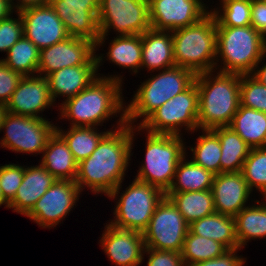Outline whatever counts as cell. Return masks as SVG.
<instances>
[{"label":"cell","mask_w":266,"mask_h":266,"mask_svg":"<svg viewBox=\"0 0 266 266\" xmlns=\"http://www.w3.org/2000/svg\"><path fill=\"white\" fill-rule=\"evenodd\" d=\"M175 65L195 75L215 71L217 56L216 19L209 12L195 24L171 31Z\"/></svg>","instance_id":"obj_6"},{"label":"cell","mask_w":266,"mask_h":266,"mask_svg":"<svg viewBox=\"0 0 266 266\" xmlns=\"http://www.w3.org/2000/svg\"><path fill=\"white\" fill-rule=\"evenodd\" d=\"M195 145L187 146L192 152L190 160L198 166L211 171L214 175L221 173V146L218 135L212 129H202ZM195 146V147H193Z\"/></svg>","instance_id":"obj_33"},{"label":"cell","mask_w":266,"mask_h":266,"mask_svg":"<svg viewBox=\"0 0 266 266\" xmlns=\"http://www.w3.org/2000/svg\"><path fill=\"white\" fill-rule=\"evenodd\" d=\"M240 105L266 113V85L251 74L240 75Z\"/></svg>","instance_id":"obj_38"},{"label":"cell","mask_w":266,"mask_h":266,"mask_svg":"<svg viewBox=\"0 0 266 266\" xmlns=\"http://www.w3.org/2000/svg\"><path fill=\"white\" fill-rule=\"evenodd\" d=\"M226 0H220L219 2V4H222V3H224Z\"/></svg>","instance_id":"obj_52"},{"label":"cell","mask_w":266,"mask_h":266,"mask_svg":"<svg viewBox=\"0 0 266 266\" xmlns=\"http://www.w3.org/2000/svg\"><path fill=\"white\" fill-rule=\"evenodd\" d=\"M148 256L147 266H186L181 252L145 248L143 256Z\"/></svg>","instance_id":"obj_42"},{"label":"cell","mask_w":266,"mask_h":266,"mask_svg":"<svg viewBox=\"0 0 266 266\" xmlns=\"http://www.w3.org/2000/svg\"><path fill=\"white\" fill-rule=\"evenodd\" d=\"M55 103L47 78L37 74L22 77L6 108L8 113L14 115L46 119L41 114L45 109L58 107L54 106Z\"/></svg>","instance_id":"obj_17"},{"label":"cell","mask_w":266,"mask_h":266,"mask_svg":"<svg viewBox=\"0 0 266 266\" xmlns=\"http://www.w3.org/2000/svg\"><path fill=\"white\" fill-rule=\"evenodd\" d=\"M4 135L0 147L15 153L42 154L56 125L48 119L32 118L8 113L2 123Z\"/></svg>","instance_id":"obj_11"},{"label":"cell","mask_w":266,"mask_h":266,"mask_svg":"<svg viewBox=\"0 0 266 266\" xmlns=\"http://www.w3.org/2000/svg\"><path fill=\"white\" fill-rule=\"evenodd\" d=\"M194 81L198 89L199 131L229 126L240 106V75L209 71L197 74Z\"/></svg>","instance_id":"obj_3"},{"label":"cell","mask_w":266,"mask_h":266,"mask_svg":"<svg viewBox=\"0 0 266 266\" xmlns=\"http://www.w3.org/2000/svg\"><path fill=\"white\" fill-rule=\"evenodd\" d=\"M240 250H242V248L229 249L221 256L198 262L193 266H243L247 259L237 254Z\"/></svg>","instance_id":"obj_43"},{"label":"cell","mask_w":266,"mask_h":266,"mask_svg":"<svg viewBox=\"0 0 266 266\" xmlns=\"http://www.w3.org/2000/svg\"><path fill=\"white\" fill-rule=\"evenodd\" d=\"M96 53L93 42L70 36L40 50L37 74L46 77L64 67L85 65Z\"/></svg>","instance_id":"obj_19"},{"label":"cell","mask_w":266,"mask_h":266,"mask_svg":"<svg viewBox=\"0 0 266 266\" xmlns=\"http://www.w3.org/2000/svg\"><path fill=\"white\" fill-rule=\"evenodd\" d=\"M41 156L40 164L56 179L75 181L78 163L67 143L56 131L48 139Z\"/></svg>","instance_id":"obj_25"},{"label":"cell","mask_w":266,"mask_h":266,"mask_svg":"<svg viewBox=\"0 0 266 266\" xmlns=\"http://www.w3.org/2000/svg\"><path fill=\"white\" fill-rule=\"evenodd\" d=\"M49 4L63 22L69 36L96 44L100 37L97 20L99 0H50Z\"/></svg>","instance_id":"obj_15"},{"label":"cell","mask_w":266,"mask_h":266,"mask_svg":"<svg viewBox=\"0 0 266 266\" xmlns=\"http://www.w3.org/2000/svg\"><path fill=\"white\" fill-rule=\"evenodd\" d=\"M120 183L107 197L116 200L114 218L108 223L122 229L143 233L161 200L166 193L160 188L139 180L132 181L125 190ZM120 191H122L120 193ZM121 194V195H119Z\"/></svg>","instance_id":"obj_8"},{"label":"cell","mask_w":266,"mask_h":266,"mask_svg":"<svg viewBox=\"0 0 266 266\" xmlns=\"http://www.w3.org/2000/svg\"><path fill=\"white\" fill-rule=\"evenodd\" d=\"M262 197L263 198H261V199L266 203V193Z\"/></svg>","instance_id":"obj_51"},{"label":"cell","mask_w":266,"mask_h":266,"mask_svg":"<svg viewBox=\"0 0 266 266\" xmlns=\"http://www.w3.org/2000/svg\"><path fill=\"white\" fill-rule=\"evenodd\" d=\"M14 12V8L8 2L0 0V20L7 18Z\"/></svg>","instance_id":"obj_47"},{"label":"cell","mask_w":266,"mask_h":266,"mask_svg":"<svg viewBox=\"0 0 266 266\" xmlns=\"http://www.w3.org/2000/svg\"><path fill=\"white\" fill-rule=\"evenodd\" d=\"M136 132L137 125L126 123L109 131L100 140L95 151L78 163L75 181L81 192L87 187L93 195L104 194L107 197L124 181L133 156Z\"/></svg>","instance_id":"obj_1"},{"label":"cell","mask_w":266,"mask_h":266,"mask_svg":"<svg viewBox=\"0 0 266 266\" xmlns=\"http://www.w3.org/2000/svg\"><path fill=\"white\" fill-rule=\"evenodd\" d=\"M113 38L109 43L107 53H105L107 55L95 54L97 72L105 59L121 68L129 69L130 73L131 71L133 74L139 73L142 64V35H120Z\"/></svg>","instance_id":"obj_24"},{"label":"cell","mask_w":266,"mask_h":266,"mask_svg":"<svg viewBox=\"0 0 266 266\" xmlns=\"http://www.w3.org/2000/svg\"><path fill=\"white\" fill-rule=\"evenodd\" d=\"M210 12L216 19V26L246 27L251 25V0H226L220 4V7L210 8Z\"/></svg>","instance_id":"obj_36"},{"label":"cell","mask_w":266,"mask_h":266,"mask_svg":"<svg viewBox=\"0 0 266 266\" xmlns=\"http://www.w3.org/2000/svg\"><path fill=\"white\" fill-rule=\"evenodd\" d=\"M198 89L194 81L185 91L166 101L155 110L140 126L137 134L149 132L183 136L182 128L194 134L199 130Z\"/></svg>","instance_id":"obj_9"},{"label":"cell","mask_w":266,"mask_h":266,"mask_svg":"<svg viewBox=\"0 0 266 266\" xmlns=\"http://www.w3.org/2000/svg\"><path fill=\"white\" fill-rule=\"evenodd\" d=\"M100 247L115 266H139L144 260V237L141 232L105 223Z\"/></svg>","instance_id":"obj_18"},{"label":"cell","mask_w":266,"mask_h":266,"mask_svg":"<svg viewBox=\"0 0 266 266\" xmlns=\"http://www.w3.org/2000/svg\"><path fill=\"white\" fill-rule=\"evenodd\" d=\"M219 137L221 146V173L241 172L250 147L230 127L212 129Z\"/></svg>","instance_id":"obj_30"},{"label":"cell","mask_w":266,"mask_h":266,"mask_svg":"<svg viewBox=\"0 0 266 266\" xmlns=\"http://www.w3.org/2000/svg\"><path fill=\"white\" fill-rule=\"evenodd\" d=\"M19 12L23 20L24 36L39 50L70 37L50 4L26 7Z\"/></svg>","instance_id":"obj_16"},{"label":"cell","mask_w":266,"mask_h":266,"mask_svg":"<svg viewBox=\"0 0 266 266\" xmlns=\"http://www.w3.org/2000/svg\"><path fill=\"white\" fill-rule=\"evenodd\" d=\"M5 2H8L13 7V0H3Z\"/></svg>","instance_id":"obj_50"},{"label":"cell","mask_w":266,"mask_h":266,"mask_svg":"<svg viewBox=\"0 0 266 266\" xmlns=\"http://www.w3.org/2000/svg\"><path fill=\"white\" fill-rule=\"evenodd\" d=\"M24 177V166L9 163L0 166V188L9 204L15 197Z\"/></svg>","instance_id":"obj_39"},{"label":"cell","mask_w":266,"mask_h":266,"mask_svg":"<svg viewBox=\"0 0 266 266\" xmlns=\"http://www.w3.org/2000/svg\"><path fill=\"white\" fill-rule=\"evenodd\" d=\"M189 230L195 235L222 243L228 249L239 248L234 217L215 212L192 222Z\"/></svg>","instance_id":"obj_28"},{"label":"cell","mask_w":266,"mask_h":266,"mask_svg":"<svg viewBox=\"0 0 266 266\" xmlns=\"http://www.w3.org/2000/svg\"><path fill=\"white\" fill-rule=\"evenodd\" d=\"M265 58H266V53L263 55L262 59L257 63L254 71L251 74L261 84H264V85H266V62L264 61L266 60Z\"/></svg>","instance_id":"obj_45"},{"label":"cell","mask_w":266,"mask_h":266,"mask_svg":"<svg viewBox=\"0 0 266 266\" xmlns=\"http://www.w3.org/2000/svg\"><path fill=\"white\" fill-rule=\"evenodd\" d=\"M80 194L82 193L76 181L57 179L26 217L41 228H54L74 209Z\"/></svg>","instance_id":"obj_13"},{"label":"cell","mask_w":266,"mask_h":266,"mask_svg":"<svg viewBox=\"0 0 266 266\" xmlns=\"http://www.w3.org/2000/svg\"><path fill=\"white\" fill-rule=\"evenodd\" d=\"M7 114V108L6 105L0 104V132L2 129V123L4 121L5 115Z\"/></svg>","instance_id":"obj_48"},{"label":"cell","mask_w":266,"mask_h":266,"mask_svg":"<svg viewBox=\"0 0 266 266\" xmlns=\"http://www.w3.org/2000/svg\"><path fill=\"white\" fill-rule=\"evenodd\" d=\"M100 37L95 44L99 51L109 32L120 35H142L151 29L148 0H99L97 14ZM109 33V34H108Z\"/></svg>","instance_id":"obj_10"},{"label":"cell","mask_w":266,"mask_h":266,"mask_svg":"<svg viewBox=\"0 0 266 266\" xmlns=\"http://www.w3.org/2000/svg\"><path fill=\"white\" fill-rule=\"evenodd\" d=\"M173 204L190 225L192 222L215 213L212 190L166 192Z\"/></svg>","instance_id":"obj_31"},{"label":"cell","mask_w":266,"mask_h":266,"mask_svg":"<svg viewBox=\"0 0 266 266\" xmlns=\"http://www.w3.org/2000/svg\"><path fill=\"white\" fill-rule=\"evenodd\" d=\"M151 74L134 92L125 105V122L140 126L155 110L177 94L185 91L195 80V74L186 68L174 66ZM140 118V120H138ZM142 118V119H141ZM140 121L137 123V121ZM136 122V123H135Z\"/></svg>","instance_id":"obj_4"},{"label":"cell","mask_w":266,"mask_h":266,"mask_svg":"<svg viewBox=\"0 0 266 266\" xmlns=\"http://www.w3.org/2000/svg\"><path fill=\"white\" fill-rule=\"evenodd\" d=\"M188 231L189 224L173 202L165 196L142 233L145 248L181 252Z\"/></svg>","instance_id":"obj_12"},{"label":"cell","mask_w":266,"mask_h":266,"mask_svg":"<svg viewBox=\"0 0 266 266\" xmlns=\"http://www.w3.org/2000/svg\"><path fill=\"white\" fill-rule=\"evenodd\" d=\"M1 59L9 68L22 76L37 75L40 50L24 35Z\"/></svg>","instance_id":"obj_34"},{"label":"cell","mask_w":266,"mask_h":266,"mask_svg":"<svg viewBox=\"0 0 266 266\" xmlns=\"http://www.w3.org/2000/svg\"><path fill=\"white\" fill-rule=\"evenodd\" d=\"M98 76L83 91L58 103L59 119H67L71 126L98 128L114 116L125 117L123 76L109 73L106 76L99 73Z\"/></svg>","instance_id":"obj_2"},{"label":"cell","mask_w":266,"mask_h":266,"mask_svg":"<svg viewBox=\"0 0 266 266\" xmlns=\"http://www.w3.org/2000/svg\"><path fill=\"white\" fill-rule=\"evenodd\" d=\"M216 33L215 71L218 69L217 71L222 73L252 74L257 63L266 53V38L251 25L246 27L216 26Z\"/></svg>","instance_id":"obj_5"},{"label":"cell","mask_w":266,"mask_h":266,"mask_svg":"<svg viewBox=\"0 0 266 266\" xmlns=\"http://www.w3.org/2000/svg\"><path fill=\"white\" fill-rule=\"evenodd\" d=\"M251 26L266 38V0H251Z\"/></svg>","instance_id":"obj_44"},{"label":"cell","mask_w":266,"mask_h":266,"mask_svg":"<svg viewBox=\"0 0 266 266\" xmlns=\"http://www.w3.org/2000/svg\"><path fill=\"white\" fill-rule=\"evenodd\" d=\"M228 127L251 149L266 147V113L240 105Z\"/></svg>","instance_id":"obj_27"},{"label":"cell","mask_w":266,"mask_h":266,"mask_svg":"<svg viewBox=\"0 0 266 266\" xmlns=\"http://www.w3.org/2000/svg\"><path fill=\"white\" fill-rule=\"evenodd\" d=\"M97 60L94 55L85 65L64 67L46 76L54 102L57 98L74 97L88 87L98 76Z\"/></svg>","instance_id":"obj_21"},{"label":"cell","mask_w":266,"mask_h":266,"mask_svg":"<svg viewBox=\"0 0 266 266\" xmlns=\"http://www.w3.org/2000/svg\"><path fill=\"white\" fill-rule=\"evenodd\" d=\"M57 179L41 164L24 165V177L8 209L26 216Z\"/></svg>","instance_id":"obj_22"},{"label":"cell","mask_w":266,"mask_h":266,"mask_svg":"<svg viewBox=\"0 0 266 266\" xmlns=\"http://www.w3.org/2000/svg\"><path fill=\"white\" fill-rule=\"evenodd\" d=\"M188 152L176 168L173 183L167 192L206 191L212 189L214 174L187 158Z\"/></svg>","instance_id":"obj_32"},{"label":"cell","mask_w":266,"mask_h":266,"mask_svg":"<svg viewBox=\"0 0 266 266\" xmlns=\"http://www.w3.org/2000/svg\"><path fill=\"white\" fill-rule=\"evenodd\" d=\"M229 250L222 243L193 234L190 230L185 237L181 256L186 266L214 259Z\"/></svg>","instance_id":"obj_35"},{"label":"cell","mask_w":266,"mask_h":266,"mask_svg":"<svg viewBox=\"0 0 266 266\" xmlns=\"http://www.w3.org/2000/svg\"><path fill=\"white\" fill-rule=\"evenodd\" d=\"M49 2L50 0H13V8L15 11H19L30 6L47 5Z\"/></svg>","instance_id":"obj_46"},{"label":"cell","mask_w":266,"mask_h":266,"mask_svg":"<svg viewBox=\"0 0 266 266\" xmlns=\"http://www.w3.org/2000/svg\"><path fill=\"white\" fill-rule=\"evenodd\" d=\"M211 190L215 212L230 217H235L244 207L248 206L247 203L253 193L241 172L215 175Z\"/></svg>","instance_id":"obj_20"},{"label":"cell","mask_w":266,"mask_h":266,"mask_svg":"<svg viewBox=\"0 0 266 266\" xmlns=\"http://www.w3.org/2000/svg\"><path fill=\"white\" fill-rule=\"evenodd\" d=\"M241 173L252 192L266 193V147L250 149Z\"/></svg>","instance_id":"obj_37"},{"label":"cell","mask_w":266,"mask_h":266,"mask_svg":"<svg viewBox=\"0 0 266 266\" xmlns=\"http://www.w3.org/2000/svg\"><path fill=\"white\" fill-rule=\"evenodd\" d=\"M22 77L0 59V104L6 105L9 102Z\"/></svg>","instance_id":"obj_41"},{"label":"cell","mask_w":266,"mask_h":266,"mask_svg":"<svg viewBox=\"0 0 266 266\" xmlns=\"http://www.w3.org/2000/svg\"><path fill=\"white\" fill-rule=\"evenodd\" d=\"M16 17L8 16L0 20V52L7 53L10 48L24 35L23 20L19 11H15Z\"/></svg>","instance_id":"obj_40"},{"label":"cell","mask_w":266,"mask_h":266,"mask_svg":"<svg viewBox=\"0 0 266 266\" xmlns=\"http://www.w3.org/2000/svg\"><path fill=\"white\" fill-rule=\"evenodd\" d=\"M115 124L111 126L109 130L100 132L97 127H85V126H68L67 130L56 126V132L64 139L67 143L70 151L72 152L77 163L88 158L97 148L100 140L109 132L122 127L125 122V117H119ZM98 129V131H97Z\"/></svg>","instance_id":"obj_26"},{"label":"cell","mask_w":266,"mask_h":266,"mask_svg":"<svg viewBox=\"0 0 266 266\" xmlns=\"http://www.w3.org/2000/svg\"><path fill=\"white\" fill-rule=\"evenodd\" d=\"M146 134L145 161L138 167L135 179L166 193L173 183L177 165L186 155L185 139L178 135Z\"/></svg>","instance_id":"obj_7"},{"label":"cell","mask_w":266,"mask_h":266,"mask_svg":"<svg viewBox=\"0 0 266 266\" xmlns=\"http://www.w3.org/2000/svg\"><path fill=\"white\" fill-rule=\"evenodd\" d=\"M234 218L236 237L239 248H244L251 240L266 237V203L262 200H252ZM257 203V204H256Z\"/></svg>","instance_id":"obj_29"},{"label":"cell","mask_w":266,"mask_h":266,"mask_svg":"<svg viewBox=\"0 0 266 266\" xmlns=\"http://www.w3.org/2000/svg\"><path fill=\"white\" fill-rule=\"evenodd\" d=\"M1 205H5L4 206L5 208H8V206H9V204L5 201L3 194H2V191H1V188H0V206Z\"/></svg>","instance_id":"obj_49"},{"label":"cell","mask_w":266,"mask_h":266,"mask_svg":"<svg viewBox=\"0 0 266 266\" xmlns=\"http://www.w3.org/2000/svg\"><path fill=\"white\" fill-rule=\"evenodd\" d=\"M154 30L174 31L195 24L209 12L204 0H148Z\"/></svg>","instance_id":"obj_14"},{"label":"cell","mask_w":266,"mask_h":266,"mask_svg":"<svg viewBox=\"0 0 266 266\" xmlns=\"http://www.w3.org/2000/svg\"><path fill=\"white\" fill-rule=\"evenodd\" d=\"M176 66L171 31L149 29L142 34V64L150 74ZM144 68V69H143Z\"/></svg>","instance_id":"obj_23"}]
</instances>
